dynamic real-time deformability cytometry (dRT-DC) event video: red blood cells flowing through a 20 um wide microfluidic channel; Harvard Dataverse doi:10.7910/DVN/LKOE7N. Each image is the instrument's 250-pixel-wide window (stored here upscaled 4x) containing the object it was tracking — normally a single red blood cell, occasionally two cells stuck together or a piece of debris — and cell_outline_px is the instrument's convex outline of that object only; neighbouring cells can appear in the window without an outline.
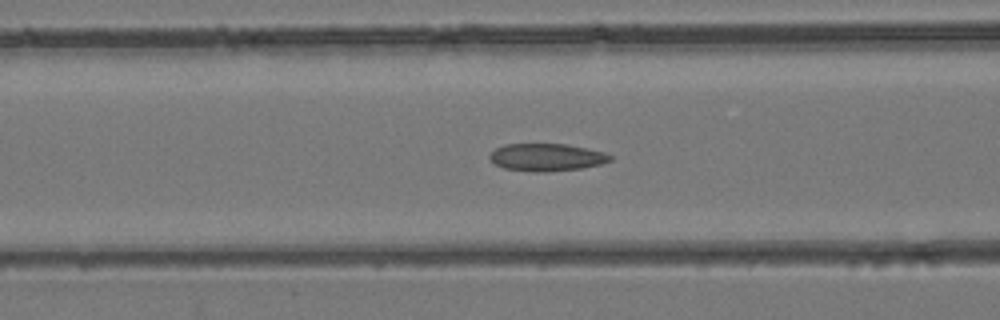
{"species": "common noctule bat (a hibernating species)", "species_latin": "Nyctalus noctula", "temperature_condition": "room temperature", "stored_images_in_passage": 44, "camera_frame_rate_fps": 3000, "um_per_image_px": 0.085, "animal": {"sex": "female", "body_mass_g": 24.6, "forearm_length_mm": 56.2}, "frame": {"image": 1, "passage_image": 18, "time_ms": 5.667, "image_size_px": [1000, 320], "cell_outline_px": [[612, 160], [600, 164], [584, 168], [544, 172], [536, 172], [504, 168], [496, 164], [488, 156], [496, 148], [504, 144], [564, 144], [604, 152], [612, 156]], "centroid_in_image_um": [46.47, 13.37], "position_along_channel_um": 120.1, "area_um2": 19.13}}
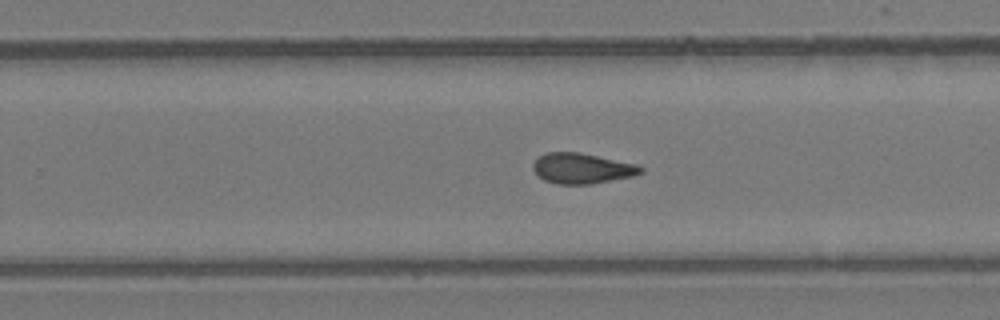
{"frame": {"image": 2, "passage_image": 28, "time_ms": 9.0, "image_size_px": [1000, 320], "cell_outline_px": [[644, 172], [632, 176], [588, 184], [556, 184], [544, 180], [532, 168], [532, 164], [540, 156], [548, 152], [580, 152], [636, 164], [644, 168]], "centroid_in_image_um": [49.47, 14.3], "position_along_channel_um": 280.3, "area_um2": 18.9}}
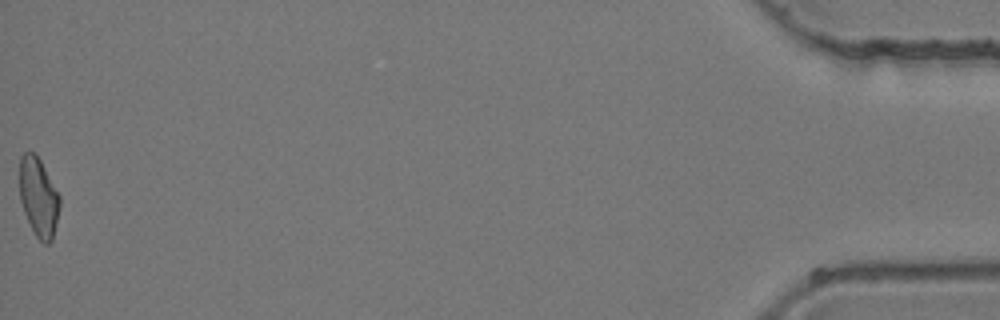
{"frame": {"image": 3, "passage_image": 44, "time_ms": 14.333, "image_size_px": [1000, 320], "cell_outline_px": [[60, 208], [52, 240], [48, 244], [44, 244], [36, 236], [24, 212], [20, 200], [20, 156], [24, 152], [32, 152], [40, 160], [60, 196]], "centroid_in_image_um": [3.28, 16.77], "position_along_channel_um": 431.9, "area_um2": 18.26}}